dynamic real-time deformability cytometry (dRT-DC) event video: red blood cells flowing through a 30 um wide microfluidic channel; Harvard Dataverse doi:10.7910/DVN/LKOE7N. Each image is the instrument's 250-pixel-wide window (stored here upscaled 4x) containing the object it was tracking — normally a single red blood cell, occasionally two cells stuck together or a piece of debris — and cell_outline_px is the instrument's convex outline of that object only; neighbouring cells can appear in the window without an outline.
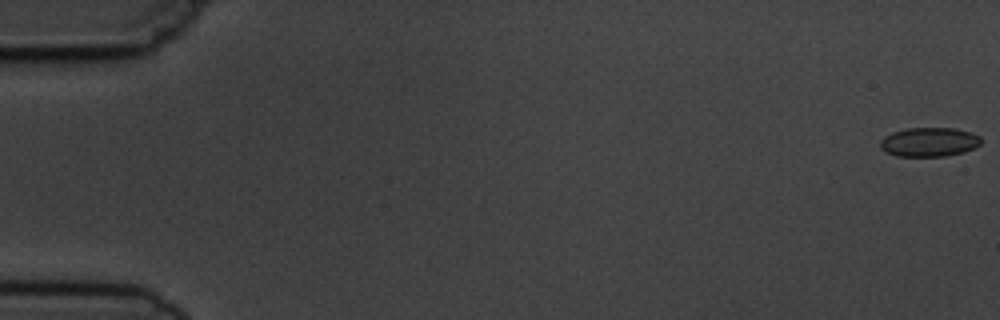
{"species": "common noctule bat (a hibernating species)", "species_latin": "Nyctalus noctula", "temperature_condition": "cold", "stored_images_in_passage": 3, "camera_frame_rate_fps": 3000, "um_per_image_px": 0.085, "animal": {"sex": "male", "body_mass_g": 19.5, "forearm_length_mm": 54.6}, "frame": {"image": 1, "passage_image": 1, "time_ms": 0.0, "image_size_px": [1000, 320], "cell_outline_px": [[980, 144], [964, 152], [944, 156], [896, 156], [884, 152], [880, 148], [880, 140], [884, 136], [892, 132], [904, 128], [956, 128], [972, 132], [980, 136]], "centroid_in_image_um": [78.94, 12.06], "position_along_channel_um": 6.1, "area_um2": 17.28}}